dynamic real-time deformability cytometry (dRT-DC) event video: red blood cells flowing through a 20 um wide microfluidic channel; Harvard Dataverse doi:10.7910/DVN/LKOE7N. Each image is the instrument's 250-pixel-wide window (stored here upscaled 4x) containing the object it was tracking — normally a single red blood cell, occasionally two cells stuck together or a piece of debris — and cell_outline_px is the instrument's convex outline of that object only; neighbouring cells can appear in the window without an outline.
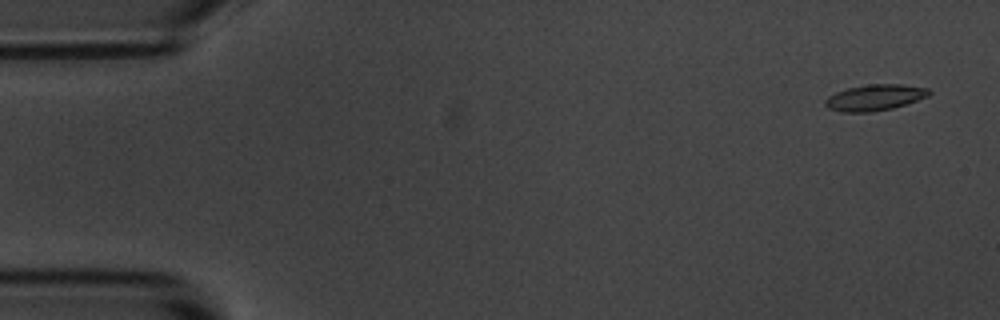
{"species": "common noctule bat (a hibernating species)", "species_latin": "Nyctalus noctula", "temperature_condition": "room temperature", "stored_images_in_passage": 55, "camera_frame_rate_fps": 3000, "um_per_image_px": 0.085, "animal": {"sex": "male", "body_mass_g": 20.1, "forearm_length_mm": 53.5}, "frame": {"image": 1, "passage_image": 3, "time_ms": 0.667, "image_size_px": [1000, 320], "cell_outline_px": [[932, 92], [928, 96], [892, 108], [872, 112], [840, 112], [828, 108], [824, 104], [824, 100], [828, 96], [836, 92], [848, 88], [868, 84], [900, 84], [928, 88]], "centroid_in_image_um": [74.32, 8.29], "position_along_channel_um": 10.7, "area_um2": 15.72}}
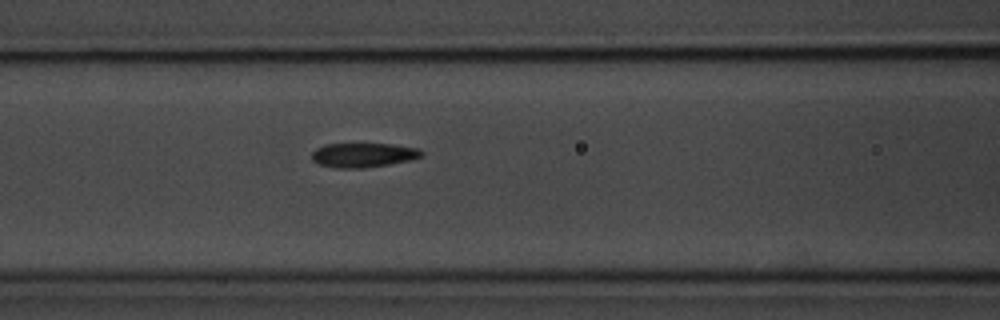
{"frame": {"image": 2, "passage_image": 23, "time_ms": 7.333, "image_size_px": [1000, 320], "cell_outline_px": [[424, 152], [420, 156], [408, 160], [388, 164], [364, 168], [336, 168], [320, 164], [312, 160], [312, 152], [316, 148], [324, 144], [392, 144], [420, 148]], "centroid_in_image_um": [30.86, 13.17], "position_along_channel_um": 135.7, "area_um2": 15.49}}
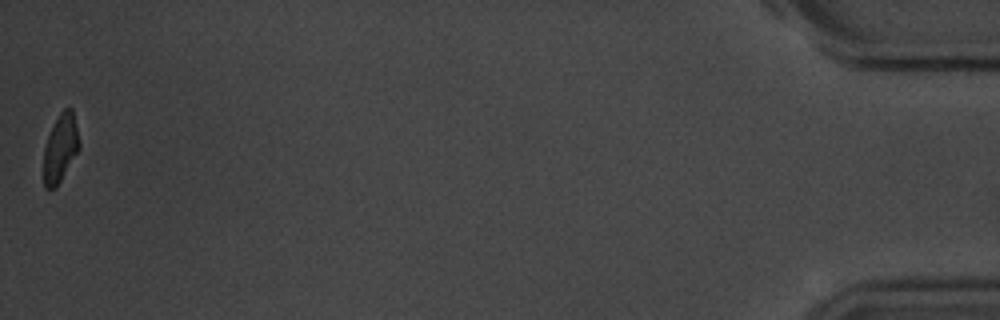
{"frame": {"image": 3, "passage_image": 55, "time_ms": 18.0, "image_size_px": [1000, 320], "cell_outline_px": [[80, 148], [56, 188], [44, 188], [44, 148], [48, 136], [60, 112], [64, 108], [72, 108], [80, 144]], "centroid_in_image_um": [5.14, 12.6], "position_along_channel_um": 430.1, "area_um2": 13.87}, "authors_computed_cell_mechanics": {"area_um2": 15.7794, "velocity_mm_per_s": 3.6705, "shape_relaxation_time_tau1_ms": 6.14, "shape_relaxation_time_tau2_ms": 2.8292, "deformation_change_tau1": 0.1598, "deformation_change_tau2": 0.0897}}